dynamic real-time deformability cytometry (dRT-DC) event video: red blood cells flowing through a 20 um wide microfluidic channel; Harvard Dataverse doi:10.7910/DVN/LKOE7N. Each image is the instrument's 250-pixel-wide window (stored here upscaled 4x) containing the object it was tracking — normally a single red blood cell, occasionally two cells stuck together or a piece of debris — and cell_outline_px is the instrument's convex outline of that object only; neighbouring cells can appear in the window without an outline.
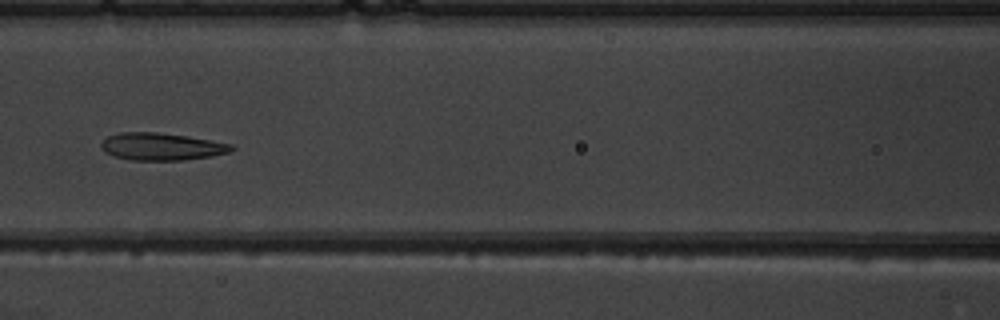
{"species": "common noctule bat (a hibernating species)", "species_latin": "Nyctalus noctula", "temperature_condition": "warm", "stored_images_in_passage": 6, "camera_frame_rate_fps": 3000, "um_per_image_px": 0.085, "animal": {"sex": "male", "body_mass_g": 19.5, "forearm_length_mm": 54.6}, "frame": {"image": 1, "passage_image": 6, "time_ms": 6.667, "image_size_px": [1000, 320], "cell_outline_px": [[236, 148], [232, 152], [212, 156], [184, 160], [132, 160], [112, 156], [104, 152], [100, 148], [100, 144], [108, 136], [120, 132], [156, 132], [184, 136], [232, 144]], "centroid_in_image_um": [13.71, 12.47], "position_along_channel_um": 152.9, "area_um2": 20.81}}